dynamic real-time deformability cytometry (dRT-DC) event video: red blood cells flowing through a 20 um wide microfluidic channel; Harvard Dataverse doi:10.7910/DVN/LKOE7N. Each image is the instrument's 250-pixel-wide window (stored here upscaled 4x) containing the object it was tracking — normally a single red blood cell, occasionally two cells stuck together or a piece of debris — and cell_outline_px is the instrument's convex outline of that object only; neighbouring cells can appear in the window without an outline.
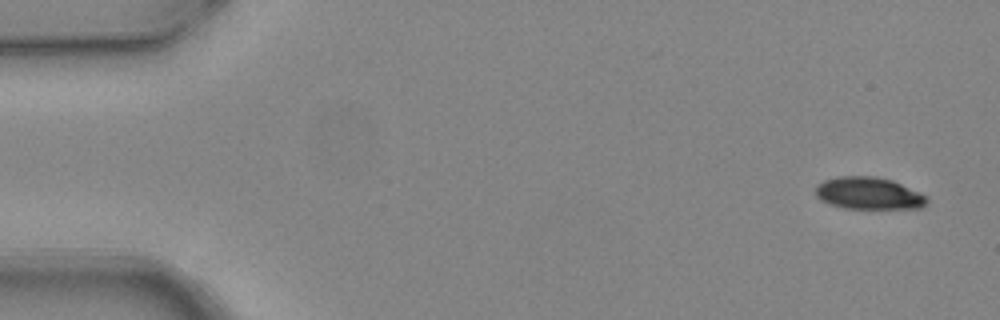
{"species": "common noctule bat (a hibernating species)", "species_latin": "Nyctalus noctula", "temperature_condition": "warm", "stored_images_in_passage": 5, "camera_frame_rate_fps": 3000, "um_per_image_px": 0.085, "animal": {"sex": "female", "body_mass_g": 24.6, "forearm_length_mm": 56.2}, "frame": {"image": 1, "passage_image": 1, "time_ms": 0.0, "image_size_px": [1000, 320], "cell_outline_px": [[928, 204], [920, 208], [844, 208], [820, 200], [816, 196], [816, 184], [824, 180], [836, 176], [876, 176], [892, 180], [920, 192], [928, 196]], "centroid_in_image_um": [73.85, 16.42], "position_along_channel_um": 11.1, "area_um2": 20.98}}